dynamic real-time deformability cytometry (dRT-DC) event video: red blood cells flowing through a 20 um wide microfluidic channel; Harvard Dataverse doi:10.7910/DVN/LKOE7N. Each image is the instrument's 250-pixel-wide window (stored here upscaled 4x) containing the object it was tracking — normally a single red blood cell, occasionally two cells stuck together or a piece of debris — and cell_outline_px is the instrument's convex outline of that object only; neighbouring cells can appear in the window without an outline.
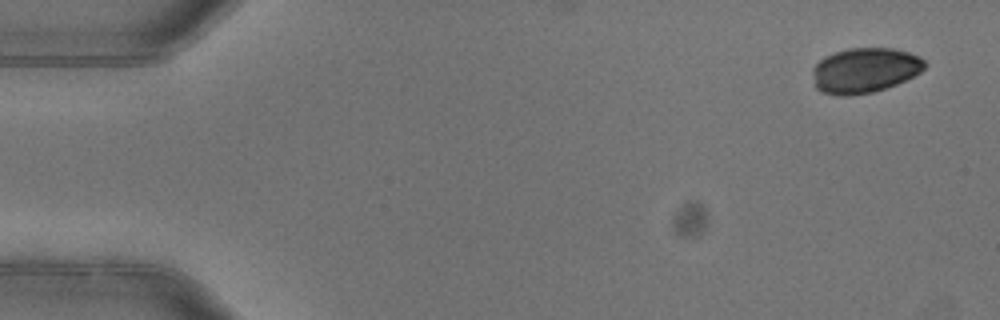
{"species": "common noctule bat (a hibernating species)", "species_latin": "Nyctalus noctula", "temperature_condition": "warm", "stored_images_in_passage": 6, "camera_frame_rate_fps": 3000, "um_per_image_px": 0.085, "animal": {"sex": "female"}, "frame": {"image": 1, "passage_image": 1, "time_ms": 0.0, "image_size_px": [1000, 320], "cell_outline_px": [[928, 64], [920, 72], [896, 84], [872, 92], [848, 96], [840, 96], [820, 92], [816, 88], [812, 72], [812, 68], [824, 56], [848, 48], [892, 48], [908, 52], [920, 56]], "centroid_in_image_um": [73.49, 5.97], "position_along_channel_um": 11.5, "area_um2": 29.48}}
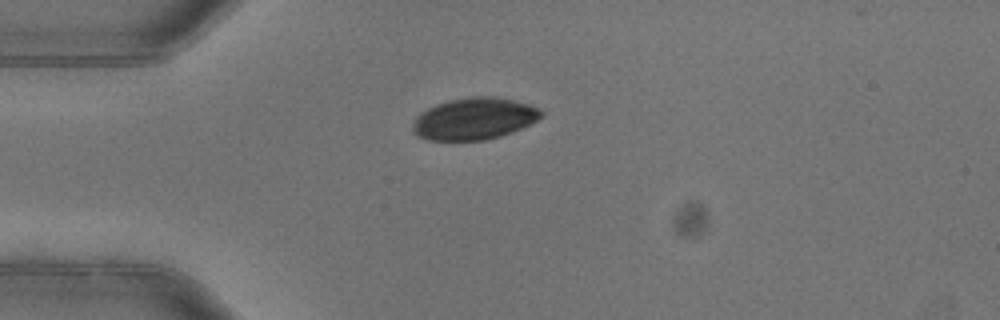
{"frame": {"image": 2, "passage_image": 4, "time_ms": 1.0, "image_size_px": [1000, 320], "cell_outline_px": [[544, 116], [512, 132], [500, 136], [484, 140], [428, 140], [416, 136], [412, 132], [412, 124], [416, 116], [420, 112], [436, 104], [448, 100], [472, 96], [492, 96], [512, 100], [528, 104], [544, 112]], "centroid_in_image_um": [40.25, 10.09], "position_along_channel_um": 44.7, "area_um2": 31.33}}
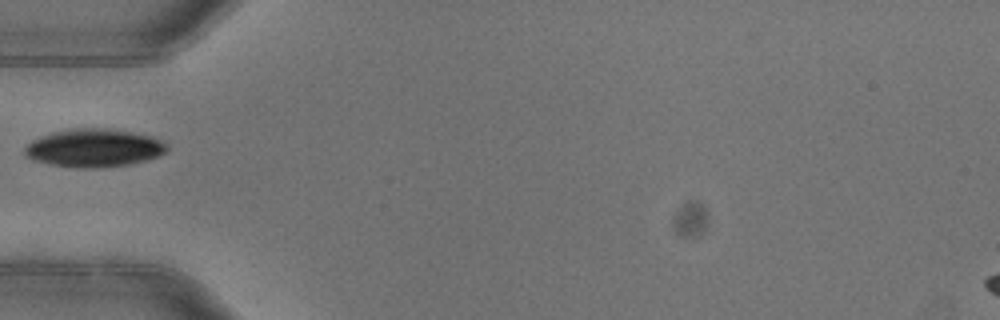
{"frame": {"image": 3, "passage_image": 5, "time_ms": 1.333, "image_size_px": [1000, 320], "cell_outline_px": [[168, 152], [160, 156], [148, 160], [132, 164], [100, 168], [76, 168], [52, 164], [32, 160], [24, 156], [24, 148], [32, 140], [40, 136], [52, 132], [72, 128], [108, 128], [132, 132], [152, 136], [168, 144]], "centroid_in_image_um": [8.02, 12.58], "position_along_channel_um": 77.0, "area_um2": 32.08}}